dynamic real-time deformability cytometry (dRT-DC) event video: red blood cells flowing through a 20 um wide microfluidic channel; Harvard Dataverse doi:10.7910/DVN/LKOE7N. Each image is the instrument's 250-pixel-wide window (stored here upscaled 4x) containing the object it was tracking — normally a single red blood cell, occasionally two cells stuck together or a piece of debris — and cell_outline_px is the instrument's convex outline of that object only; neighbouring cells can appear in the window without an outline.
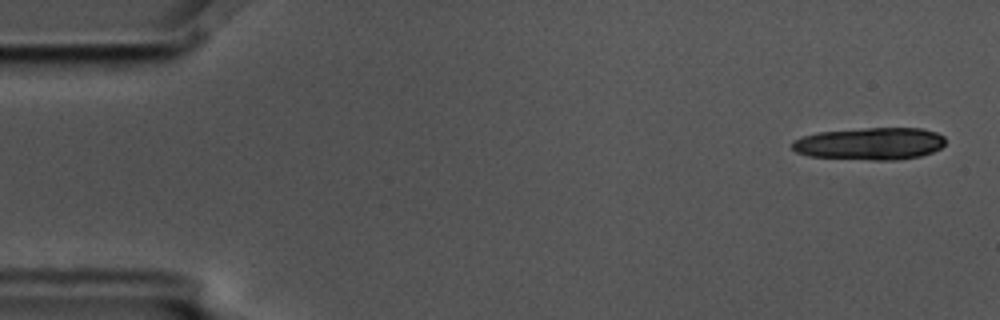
{"species": "common noctule bat (a hibernating species)", "species_latin": "Nyctalus noctula", "temperature_condition": "cold", "stored_images_in_passage": 5, "camera_frame_rate_fps": 3000, "um_per_image_px": 0.085, "animal": {"sex": "male", "body_mass_g": 17.5, "forearm_length_mm": 52.3}, "frame": {"image": 1, "passage_image": 1, "time_ms": 0.0, "image_size_px": [1000, 320], "cell_outline_px": [[944, 144], [940, 148], [932, 152], [920, 156], [896, 160], [872, 160], [808, 156], [796, 152], [788, 144], [792, 140], [804, 136], [820, 132], [864, 128], [920, 128], [936, 132], [944, 136]], "centroid_in_image_um": [73.93, 12.21], "position_along_channel_um": 11.1, "area_um2": 28.9}}